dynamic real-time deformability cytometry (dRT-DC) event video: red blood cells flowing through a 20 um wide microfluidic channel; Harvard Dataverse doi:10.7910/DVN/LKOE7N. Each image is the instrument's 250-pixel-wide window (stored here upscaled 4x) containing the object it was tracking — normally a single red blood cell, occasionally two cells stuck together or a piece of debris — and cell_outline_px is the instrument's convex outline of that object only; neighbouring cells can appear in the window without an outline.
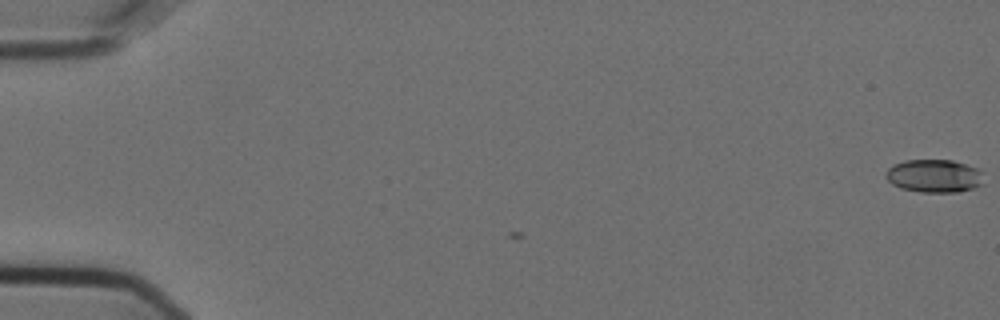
{"species": "Egyptian fruit bat (a non-hibernating species)", "species_latin": "Rousettus aegyptiacus", "temperature_condition": "cold", "stored_images_in_passage": 5, "camera_frame_rate_fps": 3000, "um_per_image_px": 0.085, "animal": {"sex": "female"}, "frame": {"image": 1, "passage_image": 1, "time_ms": 0.0, "image_size_px": [1000, 320], "cell_outline_px": [[984, 184], [972, 188], [956, 192], [920, 192], [900, 188], [892, 184], [888, 180], [888, 168], [892, 164], [904, 160], [952, 160], [976, 168], [984, 172]], "centroid_in_image_um": [79.44, 14.95], "position_along_channel_um": 5.6, "area_um2": 18.9}}